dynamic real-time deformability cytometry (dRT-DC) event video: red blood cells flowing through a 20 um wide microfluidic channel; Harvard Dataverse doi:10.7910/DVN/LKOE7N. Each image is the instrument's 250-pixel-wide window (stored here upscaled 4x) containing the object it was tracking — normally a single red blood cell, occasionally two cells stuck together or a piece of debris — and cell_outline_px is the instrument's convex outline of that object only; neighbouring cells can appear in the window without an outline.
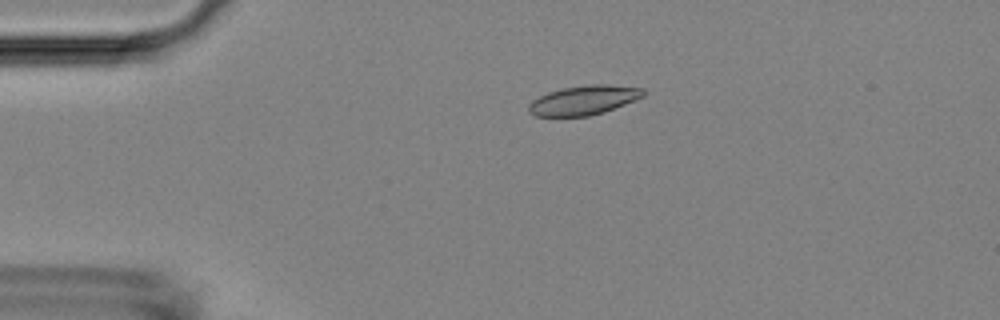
{"species": "Egyptian fruit bat (a non-hibernating species)", "species_latin": "Rousettus aegyptiacus", "temperature_condition": "room temperature", "stored_images_in_passage": 2, "camera_frame_rate_fps": 3000, "um_per_image_px": 0.085, "animal": {"sex": "female"}, "frame": {"image": 1, "passage_image": 1, "time_ms": 0.0, "image_size_px": [1000, 320], "cell_outline_px": [[644, 96], [604, 112], [588, 116], [536, 116], [528, 112], [528, 104], [532, 100], [548, 92], [564, 88], [588, 84], [608, 84], [644, 88]], "centroid_in_image_um": [49.6, 8.51], "position_along_channel_um": 35.4, "area_um2": 19.54}}